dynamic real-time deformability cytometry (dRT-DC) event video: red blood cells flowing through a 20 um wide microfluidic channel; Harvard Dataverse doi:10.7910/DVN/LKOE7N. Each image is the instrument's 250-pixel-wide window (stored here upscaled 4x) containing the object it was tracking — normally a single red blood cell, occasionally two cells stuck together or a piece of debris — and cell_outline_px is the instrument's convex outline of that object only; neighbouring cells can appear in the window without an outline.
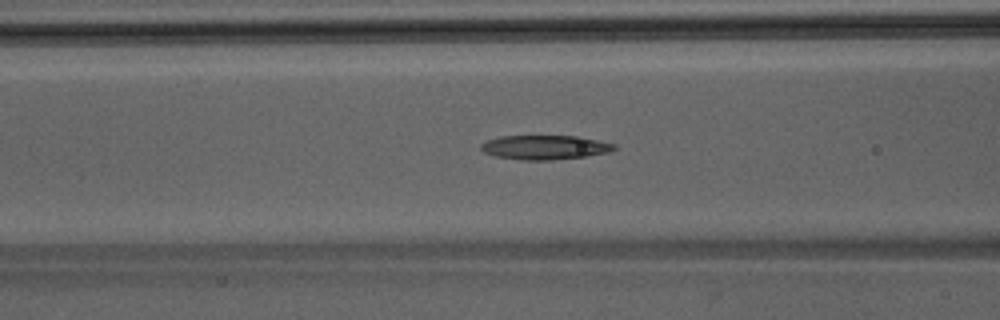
{"species": "Egyptian fruit bat (a non-hibernating species)", "species_latin": "Rousettus aegyptiacus", "temperature_condition": "room temperature", "stored_images_in_passage": 34, "camera_frame_rate_fps": 3000, "um_per_image_px": 0.085, "animal": {"sex": "male"}, "frame": {"image": 1, "passage_image": 12, "time_ms": 3.667, "image_size_px": [1000, 320], "cell_outline_px": [[616, 148], [608, 152], [584, 156], [552, 160], [520, 160], [496, 156], [484, 152], [480, 148], [480, 144], [488, 140], [500, 136], [580, 136], [616, 144]], "centroid_in_image_um": [46.3, 12.52], "position_along_channel_um": 120.3, "area_um2": 18.79}}
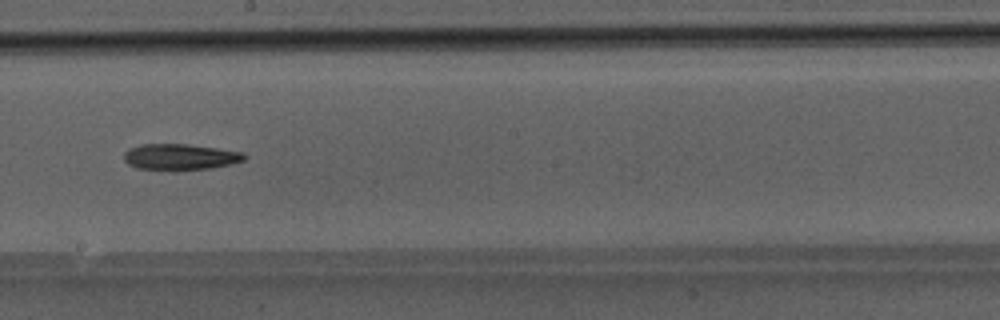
{"frame": {"image": 2, "passage_image": 20, "time_ms": 6.333, "image_size_px": [1000, 320], "cell_outline_px": [[248, 156], [244, 160], [228, 164], [208, 168], [176, 172], [172, 172], [136, 168], [128, 164], [124, 160], [124, 152], [128, 148], [140, 144], [188, 144], [244, 152]], "centroid_in_image_um": [15.26, 13.36], "position_along_channel_um": 232.9, "area_um2": 18.79}}
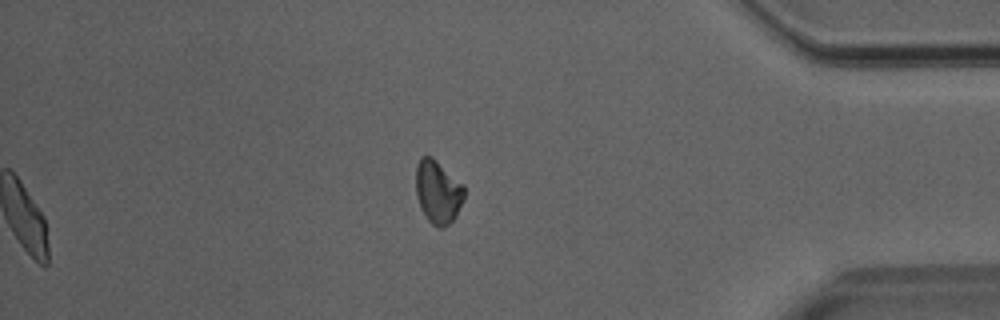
{"frame": {"image": 3, "passage_image": 34, "time_ms": 11.0, "image_size_px": [1000, 320], "cell_outline_px": [[464, 196], [456, 216], [444, 228], [440, 228], [432, 224], [428, 220], [416, 196], [416, 164], [420, 156], [432, 156], [464, 184]], "centroid_in_image_um": [37.22, 16.27], "position_along_channel_um": 398.0, "area_um2": 17.8}}